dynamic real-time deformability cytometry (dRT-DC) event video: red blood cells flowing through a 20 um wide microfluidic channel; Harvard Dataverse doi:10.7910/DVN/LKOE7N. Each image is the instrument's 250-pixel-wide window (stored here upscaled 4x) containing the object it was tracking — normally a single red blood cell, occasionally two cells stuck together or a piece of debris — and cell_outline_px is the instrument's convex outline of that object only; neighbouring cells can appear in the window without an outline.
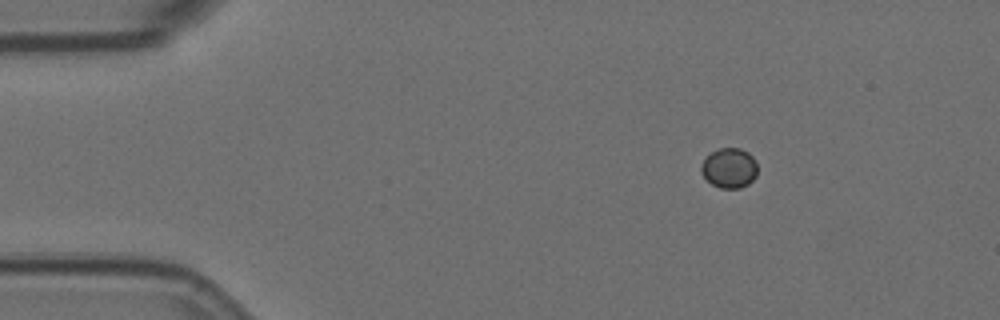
{"species": "Egyptian fruit bat (a non-hibernating species)", "species_latin": "Rousettus aegyptiacus", "temperature_condition": "room temperature", "stored_images_in_passage": 6, "camera_frame_rate_fps": 3000, "um_per_image_px": 0.085, "animal": {"sex": "female"}, "frame": {"image": 1, "passage_image": 2, "time_ms": 0.333, "image_size_px": [1000, 320], "cell_outline_px": [[756, 176], [748, 184], [740, 188], [720, 188], [712, 184], [700, 172], [700, 164], [712, 152], [720, 148], [740, 148], [748, 152], [756, 160]], "centroid_in_image_um": [61.99, 14.28], "position_along_channel_um": 23.0, "area_um2": 13.06}}
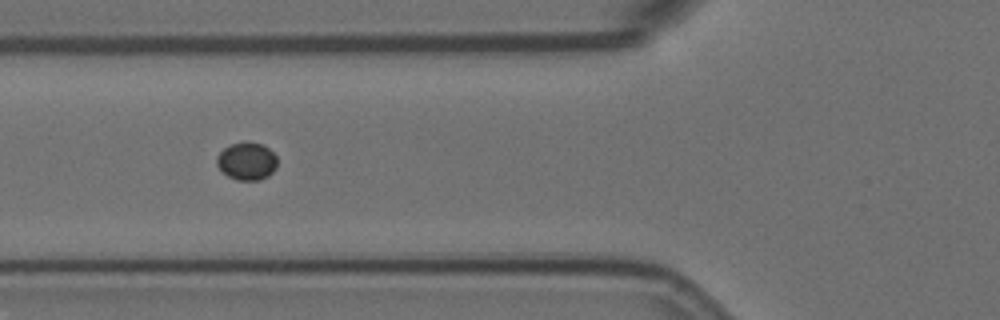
{"frame": {"image": 2, "passage_image": 5, "time_ms": 1.333, "image_size_px": [1000, 320], "cell_outline_px": [[276, 168], [268, 176], [260, 180], [236, 180], [228, 176], [216, 164], [216, 156], [228, 144], [248, 140], [264, 144], [276, 156]], "centroid_in_image_um": [20.97, 13.67], "position_along_channel_um": 104.8, "area_um2": 13.53}}
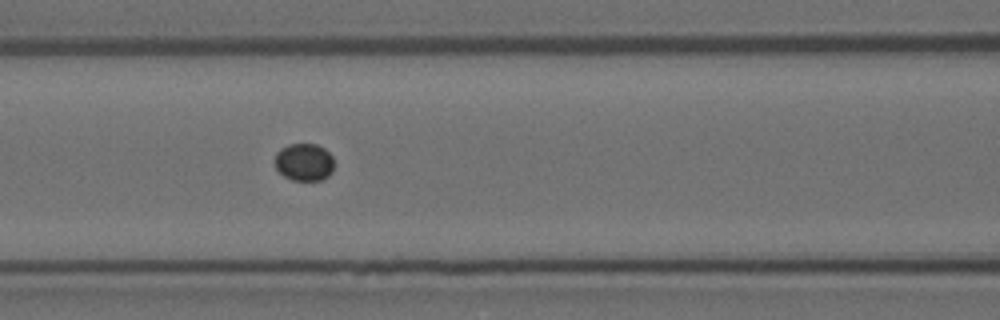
{"frame": {"image": 3, "passage_image": 6, "time_ms": 1.667, "image_size_px": [1000, 320], "cell_outline_px": [[332, 172], [328, 176], [320, 180], [292, 180], [284, 176], [276, 168], [272, 160], [276, 152], [280, 148], [288, 144], [316, 144], [324, 148], [332, 156]], "centroid_in_image_um": [25.8, 13.77], "position_along_channel_um": 140.8, "area_um2": 13.06}}